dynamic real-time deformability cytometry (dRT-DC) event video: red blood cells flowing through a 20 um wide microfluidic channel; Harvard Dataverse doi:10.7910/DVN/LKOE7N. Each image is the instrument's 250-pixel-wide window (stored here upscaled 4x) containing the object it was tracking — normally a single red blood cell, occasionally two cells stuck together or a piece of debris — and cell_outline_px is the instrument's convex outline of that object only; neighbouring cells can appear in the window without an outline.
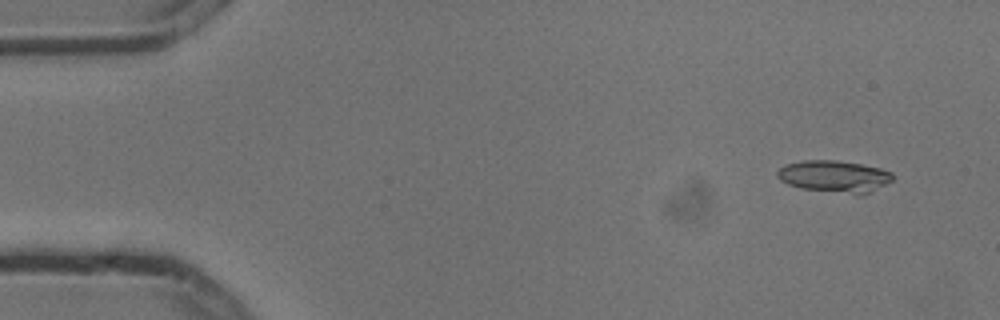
{"species": "common noctule bat (a hibernating species)", "species_latin": "Nyctalus noctula", "temperature_condition": "cold", "stored_images_in_passage": 4, "camera_frame_rate_fps": 3000, "um_per_image_px": 0.085, "animal": {"sex": "male", "body_mass_g": 13.3}, "frame": {"image": 1, "passage_image": 1, "time_ms": 0.0, "image_size_px": [1000, 320], "cell_outline_px": [[892, 180], [860, 196], [800, 188], [788, 184], [780, 180], [776, 176], [776, 172], [784, 164], [804, 160], [836, 160], [860, 164], [880, 168], [892, 172]], "centroid_in_image_um": [70.87, 15.0], "position_along_channel_um": 14.1, "area_um2": 21.56}}
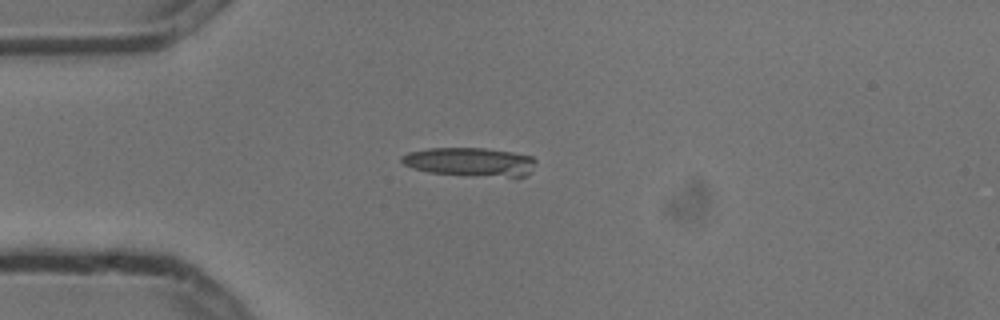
{"frame": {"image": 2, "passage_image": 4, "time_ms": 1.0, "image_size_px": [1000, 320], "cell_outline_px": [[536, 160], [532, 172], [524, 176], [472, 176], [428, 172], [412, 168], [404, 164], [400, 160], [400, 156], [408, 152], [428, 148], [484, 148], [512, 152], [532, 156]], "centroid_in_image_um": [39.94, 13.76], "position_along_channel_um": 45.1, "area_um2": 22.6}}